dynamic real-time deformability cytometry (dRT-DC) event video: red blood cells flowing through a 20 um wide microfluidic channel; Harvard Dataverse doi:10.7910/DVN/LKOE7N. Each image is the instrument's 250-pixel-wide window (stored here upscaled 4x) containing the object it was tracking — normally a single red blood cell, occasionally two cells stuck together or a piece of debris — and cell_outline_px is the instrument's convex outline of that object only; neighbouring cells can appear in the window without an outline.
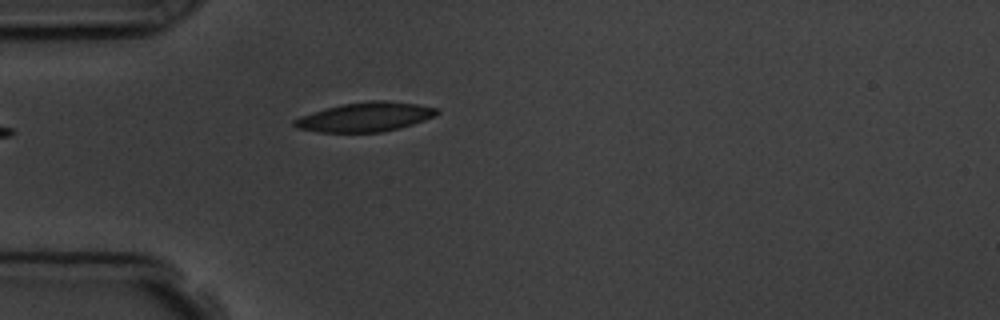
{"species": "common noctule bat (a hibernating species)", "species_latin": "Nyctalus noctula", "temperature_condition": "room temperature", "stored_images_in_passage": 2, "camera_frame_rate_fps": 3000, "um_per_image_px": 0.085, "animal": {"sex": "male", "body_mass_g": 19.5, "forearm_length_mm": 54.6}, "frame": {"image": 1, "passage_image": 2, "time_ms": 1.0, "image_size_px": [1000, 320], "cell_outline_px": [[440, 112], [424, 120], [400, 128], [380, 132], [316, 132], [296, 128], [292, 124], [292, 120], [300, 116], [328, 108], [344, 104], [368, 100], [384, 100], [416, 104], [436, 108]], "centroid_in_image_um": [31.01, 9.95], "position_along_channel_um": 54.0, "area_um2": 24.1}}